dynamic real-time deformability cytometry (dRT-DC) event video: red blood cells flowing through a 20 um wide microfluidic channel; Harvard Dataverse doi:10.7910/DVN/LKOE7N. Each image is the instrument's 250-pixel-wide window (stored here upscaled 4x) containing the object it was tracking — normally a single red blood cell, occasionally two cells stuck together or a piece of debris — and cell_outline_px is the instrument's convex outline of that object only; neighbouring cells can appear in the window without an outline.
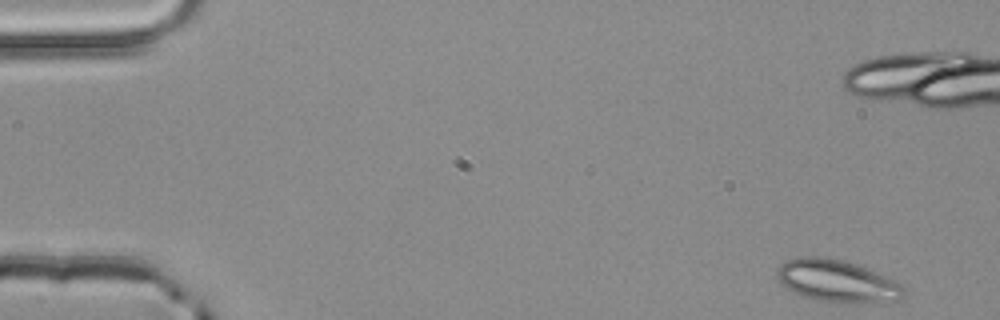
{"species": "common noctule bat (a hibernating species)", "species_latin": "Nyctalus noctula", "temperature_condition": "room temperature", "stored_images_in_passage": 6, "camera_frame_rate_fps": 3000, "um_per_image_px": 0.085, "animal": {"sex": "male", "body_mass_g": 20.4}, "frame": {"image": 1, "passage_image": 1, "time_ms": 0.0, "image_size_px": [1000, 320], "cell_outline_px": [[904, 296], [900, 300], [816, 300], [804, 296], [788, 288], [776, 276], [776, 268], [780, 264], [788, 260], [800, 256], [824, 256], [844, 260], [856, 264], [888, 276], [904, 284]], "centroid_in_image_um": [71.14, 23.81], "position_along_channel_um": 13.9, "area_um2": 30.35}}